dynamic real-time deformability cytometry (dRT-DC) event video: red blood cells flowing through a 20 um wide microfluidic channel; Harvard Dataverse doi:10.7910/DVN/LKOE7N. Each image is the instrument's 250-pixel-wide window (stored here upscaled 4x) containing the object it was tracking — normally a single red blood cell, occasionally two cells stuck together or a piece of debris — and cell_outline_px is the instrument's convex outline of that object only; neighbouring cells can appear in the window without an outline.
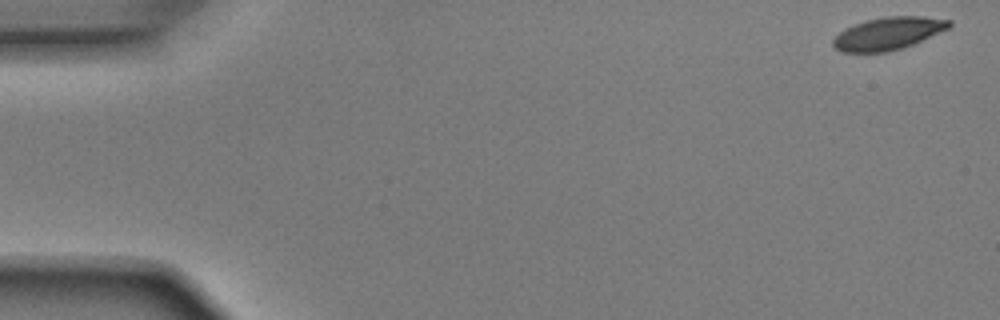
{"species": "Egyptian fruit bat (a non-hibernating species)", "species_latin": "Rousettus aegyptiacus", "temperature_condition": "room temperature", "stored_images_in_passage": 51, "camera_frame_rate_fps": 3000, "um_per_image_px": 0.085, "animal": {"sex": "male"}, "frame": {"image": 1, "passage_image": 1, "time_ms": 0.0, "image_size_px": [1000, 320], "cell_outline_px": [[952, 24], [948, 28], [912, 44], [888, 52], [840, 52], [832, 44], [832, 40], [840, 32], [856, 24], [868, 20], [888, 16], [920, 16], [952, 20]], "centroid_in_image_um": [75.49, 2.85], "position_along_channel_um": 9.5, "area_um2": 21.56}}
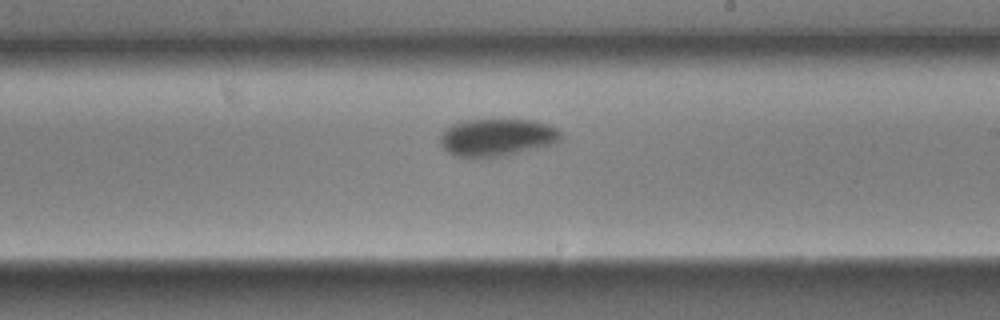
{"frame": {"image": 2, "passage_image": 30, "time_ms": 9.667, "image_size_px": [1000, 320], "cell_outline_px": [[560, 140], [536, 148], [504, 156], [472, 160], [456, 156], [448, 152], [440, 144], [440, 136], [452, 124], [464, 120], [504, 116], [532, 120], [548, 124], [556, 128], [560, 132]], "centroid_in_image_um": [42.19, 11.65], "position_along_channel_um": 246.8, "area_um2": 27.4}}
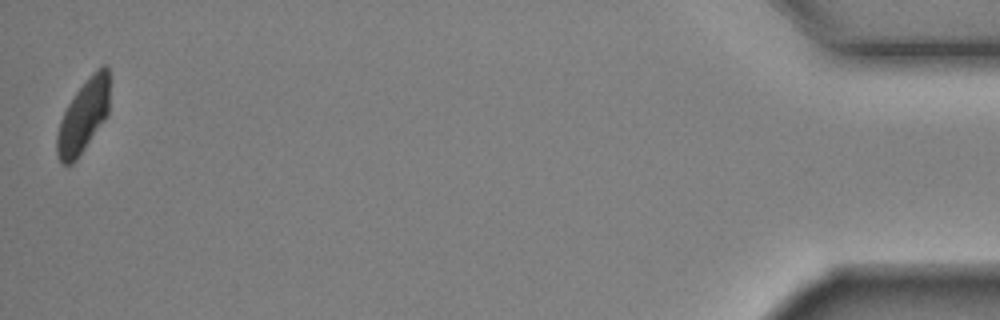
{"frame": {"image": 3, "passage_image": 51, "time_ms": 16.667, "image_size_px": [1000, 320], "cell_outline_px": [[108, 116], [76, 160], [72, 164], [64, 164], [60, 160], [56, 152], [56, 136], [60, 120], [68, 104], [76, 92], [92, 72], [96, 68], [104, 64], [108, 64]], "centroid_in_image_um": [7.09, 9.87], "position_along_channel_um": 428.1, "area_um2": 22.25}, "authors_computed_cell_mechanics": {"area_um2": 24.6806, "velocity_mm_per_s": 3.8949, "shape_relaxation_time_tau1_ms": 2.2947, "shape_relaxation_time_tau2_ms": null, "deformation_change_tau1": 0.1188, "deformation_change_tau2": null}}